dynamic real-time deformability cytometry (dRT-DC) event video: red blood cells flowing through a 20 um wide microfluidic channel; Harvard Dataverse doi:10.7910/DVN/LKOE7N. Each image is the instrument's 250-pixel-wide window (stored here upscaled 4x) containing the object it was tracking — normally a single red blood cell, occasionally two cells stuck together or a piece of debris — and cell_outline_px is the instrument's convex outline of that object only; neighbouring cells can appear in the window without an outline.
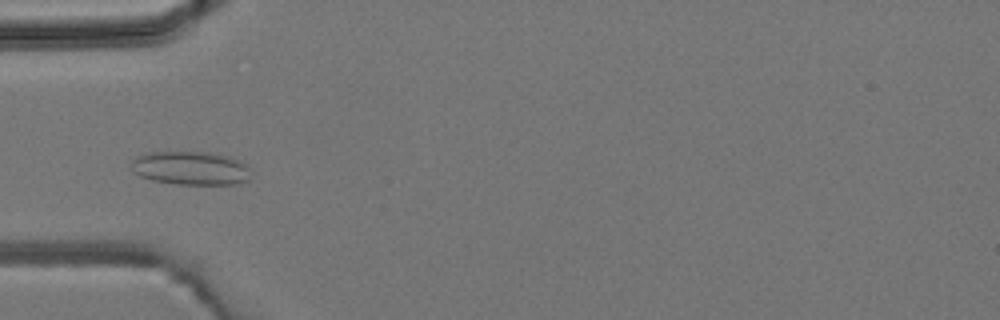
{"species": "common noctule bat (a hibernating species)", "species_latin": "Nyctalus noctula", "temperature_condition": "room temperature", "stored_images_in_passage": 4, "camera_frame_rate_fps": 3000, "um_per_image_px": 0.085, "animal": {"sex": "male", "body_mass_g": 19.2, "forearm_length_mm": 51.8}, "frame": {"image": 1, "passage_image": 4, "time_ms": 5.0, "image_size_px": [1000, 320], "cell_outline_px": [[248, 180], [236, 184], [176, 184], [152, 180], [140, 176], [132, 172], [128, 164], [136, 156], [148, 152], [208, 152], [224, 156], [248, 164]], "centroid_in_image_um": [16.12, 14.29], "position_along_channel_um": 68.9, "area_um2": 23.41}}